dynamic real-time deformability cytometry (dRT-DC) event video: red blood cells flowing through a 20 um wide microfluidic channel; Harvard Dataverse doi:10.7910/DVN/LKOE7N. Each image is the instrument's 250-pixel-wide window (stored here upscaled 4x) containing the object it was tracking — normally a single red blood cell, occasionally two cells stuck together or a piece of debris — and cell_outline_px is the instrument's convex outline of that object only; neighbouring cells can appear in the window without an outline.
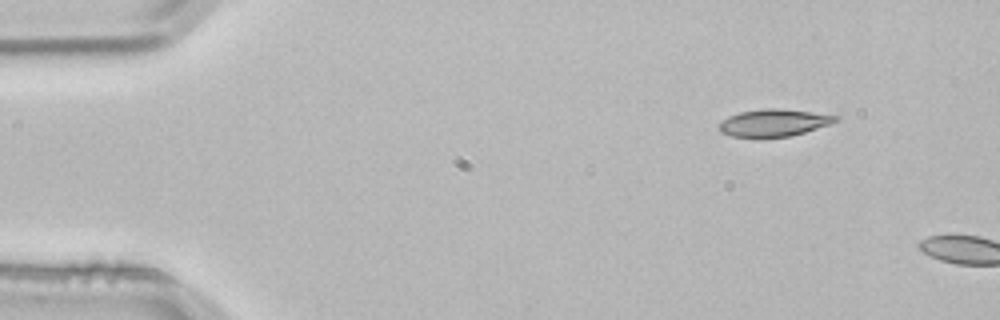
{"species": "common noctule bat (a hibernating species)", "species_latin": "Nyctalus noctula", "temperature_condition": "room temperature", "stored_images_in_passage": 3, "segment_of_instrument_passage": [2, 2], "camera_frame_rate_fps": 3000, "um_per_image_px": 0.085, "animal": {"sex": "male", "body_mass_g": 21.5, "forearm_length_mm": 52.0}, "frame": {"image": 1, "passage_image": 3, "time_ms": 0.667, "image_size_px": [1000, 320], "cell_outline_px": [[840, 120], [792, 136], [760, 140], [756, 140], [732, 136], [720, 132], [720, 120], [728, 116], [740, 112], [760, 108], [780, 108], [812, 112], [840, 116]], "centroid_in_image_um": [65.72, 10.47], "position_along_channel_um": 19.3, "area_um2": 19.19}}